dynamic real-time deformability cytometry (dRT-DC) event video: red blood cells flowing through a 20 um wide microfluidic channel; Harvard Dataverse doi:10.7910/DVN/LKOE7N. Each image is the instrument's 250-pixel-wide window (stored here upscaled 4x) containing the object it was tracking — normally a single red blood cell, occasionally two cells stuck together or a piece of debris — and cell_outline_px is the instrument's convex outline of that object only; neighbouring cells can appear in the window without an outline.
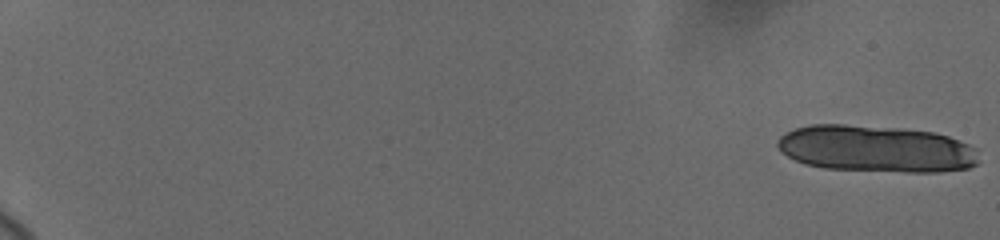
{"species": "human", "species_latin": "Homo sapiens", "temperature_condition": "cold", "stored_images_in_passage": 19, "camera_frame_rate_fps": 3000, "um_per_image_px": 0.085, "donor": {"sex": "female"}, "frame": {"image": 1, "passage_image": 1, "time_ms": 0.0, "image_size_px": [1000, 240], "cell_outline_px": [[980, 148], [976, 164], [968, 168], [940, 172], [904, 172], [824, 168], [804, 164], [780, 152], [776, 144], [776, 140], [784, 132], [796, 128], [812, 124], [844, 124], [900, 128], [936, 132], [960, 140]], "centroid_in_image_um": [74.49, 12.64], "position_along_channel_um": 10.5, "area_um2": 55.6}}